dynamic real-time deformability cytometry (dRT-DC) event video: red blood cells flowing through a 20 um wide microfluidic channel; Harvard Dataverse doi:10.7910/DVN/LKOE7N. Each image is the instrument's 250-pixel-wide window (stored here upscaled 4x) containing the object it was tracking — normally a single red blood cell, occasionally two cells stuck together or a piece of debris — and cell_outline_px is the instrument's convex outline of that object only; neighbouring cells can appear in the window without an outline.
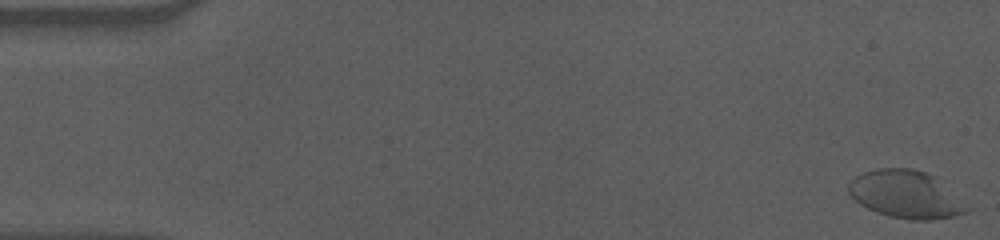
{"species": "human", "species_latin": "Homo sapiens", "temperature_condition": "cold", "stored_images_in_passage": 52, "camera_frame_rate_fps": 3000, "um_per_image_px": 0.085, "donor": {"sex": "male"}, "frame": {"image": 1, "passage_image": 1, "time_ms": 0.0, "image_size_px": [1000, 240], "cell_outline_px": [[972, 208], [968, 212], [952, 216], [932, 220], [912, 220], [888, 216], [876, 212], [860, 204], [848, 192], [848, 184], [856, 176], [864, 172], [876, 168], [912, 168], [936, 176]], "centroid_in_image_um": [77.03, 16.52], "position_along_channel_um": 8.0, "area_um2": 33.0}}
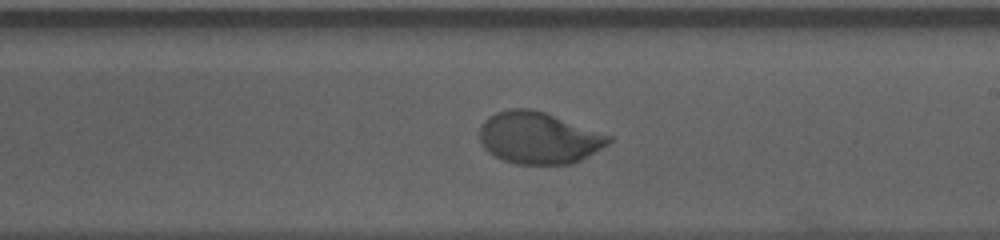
{"frame": {"image": 2, "passage_image": 34, "time_ms": 11.0, "image_size_px": [1000, 240], "cell_outline_px": [[616, 140], [580, 160], [572, 164], [516, 164], [504, 160], [488, 152], [484, 148], [480, 140], [480, 124], [488, 116], [496, 112], [508, 108], [528, 108], [544, 112], [612, 136]], "centroid_in_image_um": [45.78, 11.71], "position_along_channel_um": 243.2, "area_um2": 39.02}}
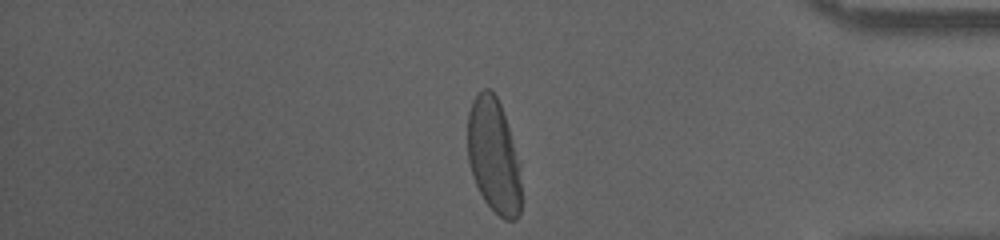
{"frame": {"image": 3, "passage_image": 49, "time_ms": 16.0, "image_size_px": [1000, 240], "cell_outline_px": [[520, 212], [516, 220], [504, 220], [484, 200], [472, 176], [468, 160], [468, 112], [472, 100], [484, 88], [488, 88], [496, 96], [500, 104], [520, 164]], "centroid_in_image_um": [41.95, 13.26], "position_along_channel_um": 393.2, "area_um2": 35.49}, "authors_computed_cell_mechanics": {"area_um2": 38.1191, "velocity_mm_per_s": 3.5256, "shape_relaxation_time_tau1_ms": 4.7306, "shape_relaxation_time_tau2_ms": null, "deformation_change_tau1": 0.1746, "deformation_change_tau2": null}}